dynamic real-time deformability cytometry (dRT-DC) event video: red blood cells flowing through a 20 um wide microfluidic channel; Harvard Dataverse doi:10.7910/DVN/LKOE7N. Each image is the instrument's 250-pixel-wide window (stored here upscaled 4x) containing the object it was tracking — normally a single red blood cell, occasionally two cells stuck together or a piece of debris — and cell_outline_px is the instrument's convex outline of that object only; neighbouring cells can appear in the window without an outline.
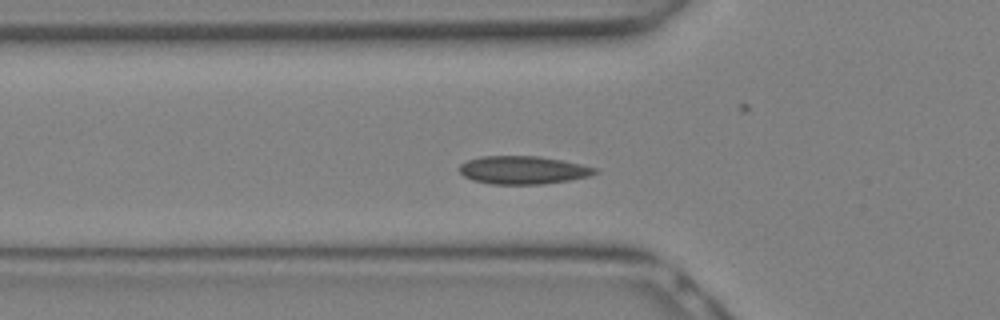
{"species": "Egyptian fruit bat (a non-hibernating species)", "species_latin": "Rousettus aegyptiacus", "temperature_condition": "warm", "stored_images_in_passage": 27, "camera_frame_rate_fps": 3000, "um_per_image_px": 0.085, "animal": {"sex": "female"}, "frame": {"image": 1, "passage_image": 7, "time_ms": 2.0, "image_size_px": [1000, 320], "cell_outline_px": [[600, 172], [588, 176], [568, 180], [544, 184], [492, 184], [472, 180], [464, 176], [460, 172], [460, 164], [468, 160], [480, 156], [540, 156], [580, 164], [596, 168]], "centroid_in_image_um": [44.45, 14.45], "position_along_channel_um": 81.4, "area_um2": 22.08}}
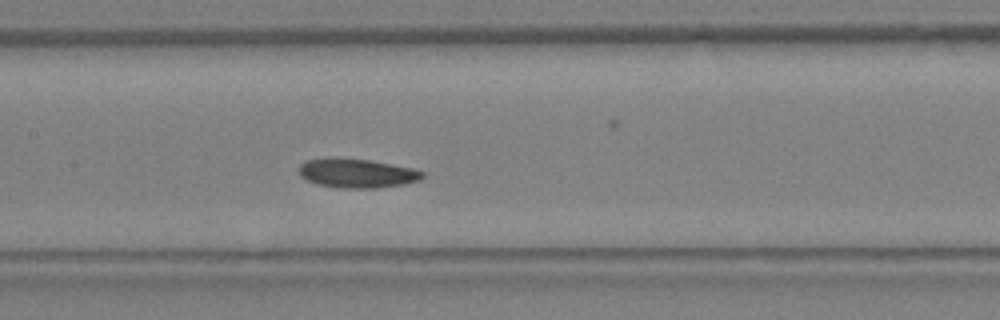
{"frame": {"image": 2, "passage_image": 11, "time_ms": 3.333, "image_size_px": [1000, 320], "cell_outline_px": [[424, 176], [420, 180], [404, 184], [376, 188], [340, 188], [316, 184], [300, 176], [300, 164], [308, 160], [336, 156], [368, 160], [412, 168], [424, 172]], "centroid_in_image_um": [30.33, 14.72], "position_along_channel_um": 177.1, "area_um2": 21.04}}
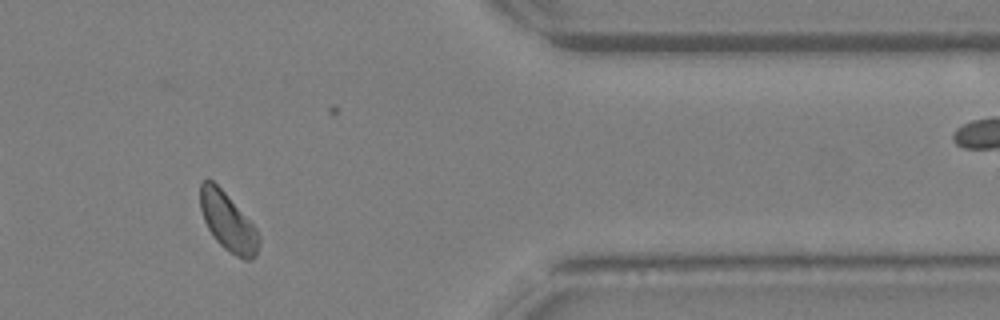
{"frame": {"image": 3, "passage_image": 21, "time_ms": 6.667, "image_size_px": [1000, 320], "cell_outline_px": [[260, 244], [256, 256], [252, 260], [244, 260], [236, 256], [224, 248], [216, 240], [208, 228], [204, 220], [200, 208], [200, 180], [212, 180], [224, 192], [256, 228], [260, 236]], "centroid_in_image_um": [19.38, 18.89], "position_along_channel_um": 392.0, "area_um2": 19.77}}